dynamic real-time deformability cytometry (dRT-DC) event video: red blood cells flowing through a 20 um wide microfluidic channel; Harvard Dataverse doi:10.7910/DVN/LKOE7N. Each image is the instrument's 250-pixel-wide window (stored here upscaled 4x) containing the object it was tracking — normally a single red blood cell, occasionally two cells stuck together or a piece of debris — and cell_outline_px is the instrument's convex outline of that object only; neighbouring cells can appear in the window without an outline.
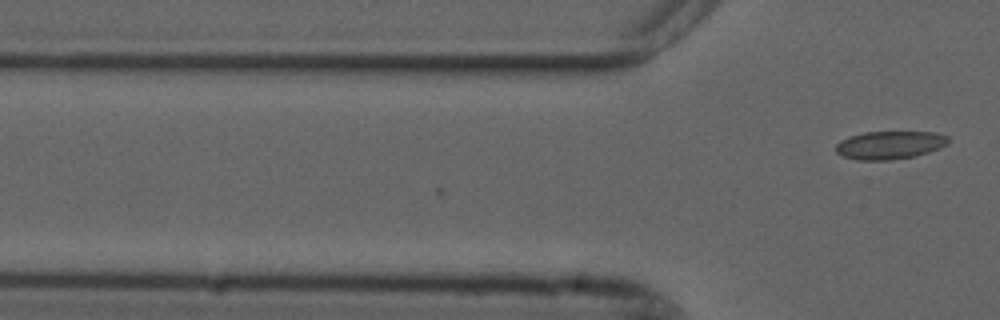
{"species": "common noctule bat (a hibernating species)", "species_latin": "Nyctalus noctula", "temperature_condition": "cold", "stored_images_in_passage": 5, "camera_frame_rate_fps": 3000, "um_per_image_px": 0.085, "animal": {"sex": "male", "forearm_length_mm": 52.5}, "frame": {"image": 1, "passage_image": 5, "time_ms": 1.333, "image_size_px": [1000, 320], "cell_outline_px": [[952, 140], [948, 144], [940, 148], [928, 152], [912, 156], [888, 160], [856, 160], [844, 156], [836, 152], [836, 144], [840, 140], [864, 132], [932, 132], [948, 136]], "centroid_in_image_um": [75.65, 12.32], "position_along_channel_um": 50.1, "area_um2": 18.32}}